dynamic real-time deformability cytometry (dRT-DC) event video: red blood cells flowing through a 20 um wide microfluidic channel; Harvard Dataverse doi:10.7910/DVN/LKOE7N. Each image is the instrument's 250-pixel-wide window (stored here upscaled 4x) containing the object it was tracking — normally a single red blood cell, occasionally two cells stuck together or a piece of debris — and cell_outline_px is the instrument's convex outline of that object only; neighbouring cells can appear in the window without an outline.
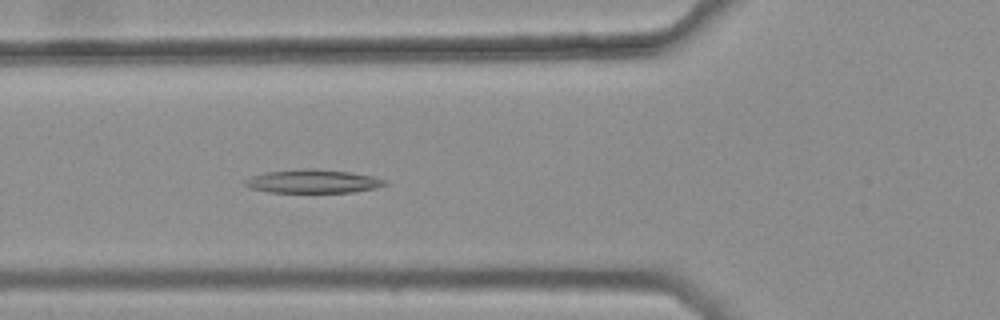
{"species": "common noctule bat (a hibernating species)", "species_latin": "Nyctalus noctula", "temperature_condition": "warm", "stored_images_in_passage": 45, "camera_frame_rate_fps": 3000, "um_per_image_px": 0.085, "animal": {"sex": "female", "body_mass_g": 25.1}, "frame": {"image": 1, "passage_image": 19, "time_ms": 6.0, "image_size_px": [1000, 320], "cell_outline_px": [[388, 184], [376, 188], [352, 192], [268, 192], [252, 188], [244, 184], [244, 180], [252, 176], [268, 172], [304, 168], [312, 168], [348, 172], [372, 176], [388, 180]], "centroid_in_image_um": [26.64, 15.41], "position_along_channel_um": 99.2, "area_um2": 19.02}}
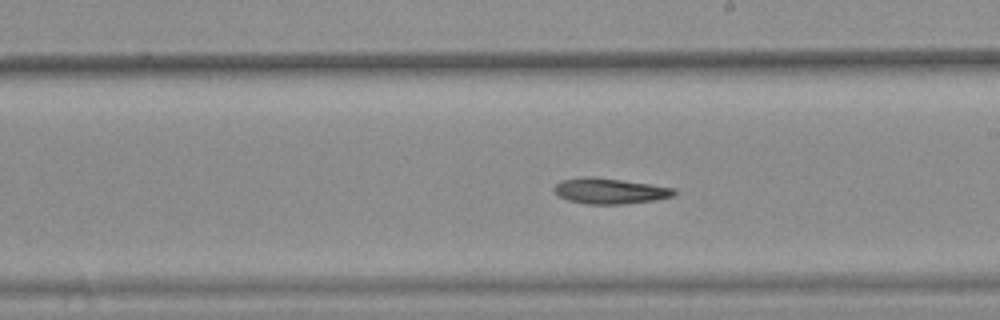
{"frame": {"image": 2, "passage_image": 30, "time_ms": 9.667, "image_size_px": [1000, 320], "cell_outline_px": [[676, 192], [672, 196], [656, 200], [624, 204], [588, 204], [568, 200], [560, 196], [552, 188], [560, 180], [580, 176], [596, 176], [676, 188]], "centroid_in_image_um": [51.82, 16.22], "position_along_channel_um": 237.2, "area_um2": 18.09}}
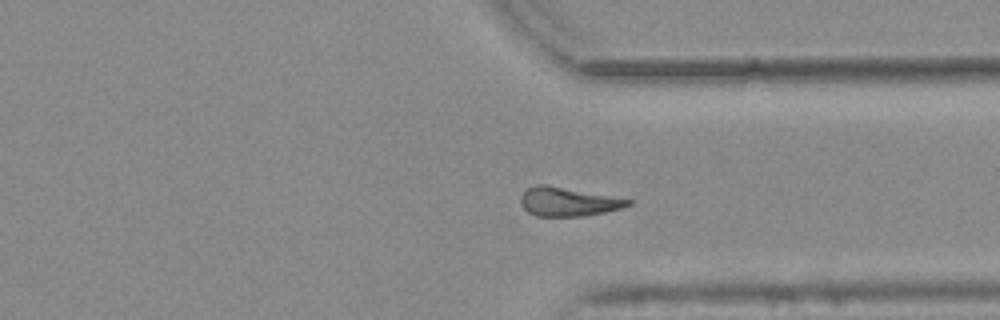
{"frame": {"image": 3, "passage_image": 40, "time_ms": 13.0, "image_size_px": [1000, 320], "cell_outline_px": [[632, 204], [620, 208], [604, 212], [584, 216], [536, 216], [528, 212], [520, 204], [520, 196], [528, 188], [536, 184], [544, 184], [632, 200]], "centroid_in_image_um": [48.23, 17.15], "position_along_channel_um": 363.2, "area_um2": 17.8}}